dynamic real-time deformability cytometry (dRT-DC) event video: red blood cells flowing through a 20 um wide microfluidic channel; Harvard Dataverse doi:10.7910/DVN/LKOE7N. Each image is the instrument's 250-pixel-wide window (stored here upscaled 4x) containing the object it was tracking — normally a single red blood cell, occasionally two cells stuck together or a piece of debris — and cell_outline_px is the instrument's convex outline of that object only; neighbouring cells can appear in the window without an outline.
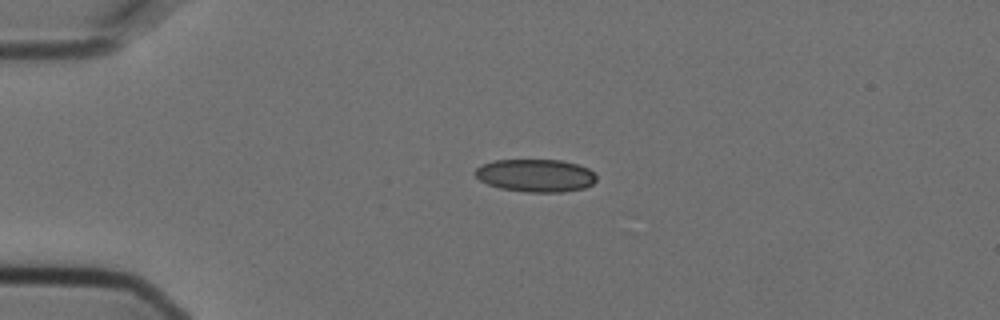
{"species": "Egyptian fruit bat (a non-hibernating species)", "species_latin": "Rousettus aegyptiacus", "temperature_condition": "cold", "stored_images_in_passage": 4, "camera_frame_rate_fps": 3000, "um_per_image_px": 0.085, "animal": {"sex": "female"}, "frame": {"image": 1, "passage_image": 3, "time_ms": 0.667, "image_size_px": [1000, 320], "cell_outline_px": [[596, 180], [592, 184], [584, 188], [560, 192], [524, 192], [500, 188], [488, 184], [480, 180], [472, 172], [476, 168], [484, 164], [496, 160], [560, 160], [576, 164], [588, 168], [596, 176]], "centroid_in_image_um": [45.51, 14.92], "position_along_channel_um": 39.5, "area_um2": 23.06}}